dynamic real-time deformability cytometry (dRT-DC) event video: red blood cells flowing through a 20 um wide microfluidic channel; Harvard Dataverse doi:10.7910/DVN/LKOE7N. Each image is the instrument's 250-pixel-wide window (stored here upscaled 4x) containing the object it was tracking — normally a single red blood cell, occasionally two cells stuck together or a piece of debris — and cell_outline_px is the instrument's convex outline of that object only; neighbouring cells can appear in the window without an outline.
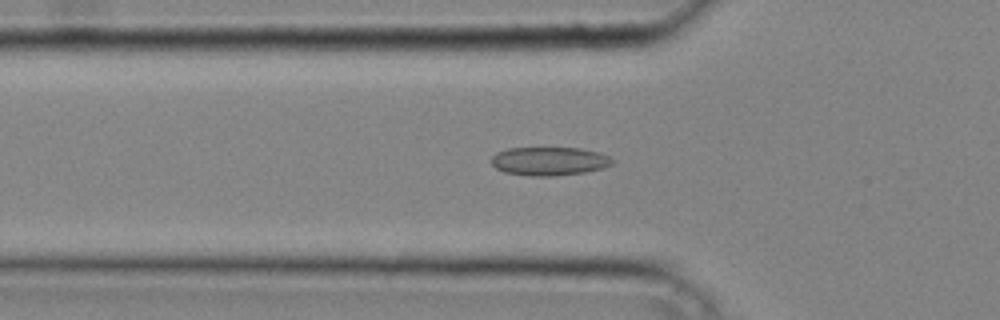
{"species": "common noctule bat (a hibernating species)", "species_latin": "Nyctalus noctula", "temperature_condition": "cold", "stored_images_in_passage": 39, "camera_frame_rate_fps": 3000, "um_per_image_px": 0.085, "animal": {"sex": "male", "body_mass_g": 20.4}, "frame": {"image": 1, "passage_image": 13, "time_ms": 4.0, "image_size_px": [1000, 320], "cell_outline_px": [[612, 164], [604, 168], [584, 172], [556, 176], [528, 176], [504, 172], [496, 168], [492, 164], [492, 156], [496, 152], [508, 148], [580, 148], [600, 152], [608, 156], [612, 160]], "centroid_in_image_um": [46.68, 13.7], "position_along_channel_um": 79.1, "area_um2": 20.17}}
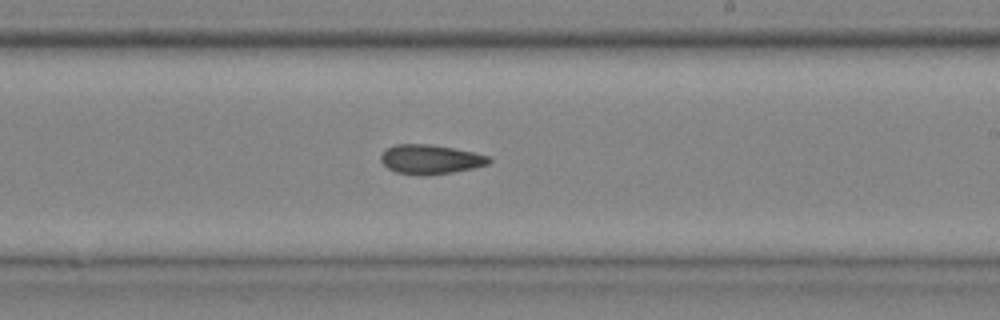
{"frame": {"image": 2, "passage_image": 24, "time_ms": 7.667, "image_size_px": [1000, 320], "cell_outline_px": [[492, 160], [488, 164], [472, 168], [452, 172], [424, 176], [420, 176], [396, 172], [388, 168], [380, 160], [380, 156], [388, 148], [396, 144], [428, 144], [452, 148], [472, 152], [488, 156]], "centroid_in_image_um": [36.56, 13.55], "position_along_channel_um": 252.4, "area_um2": 18.32}}
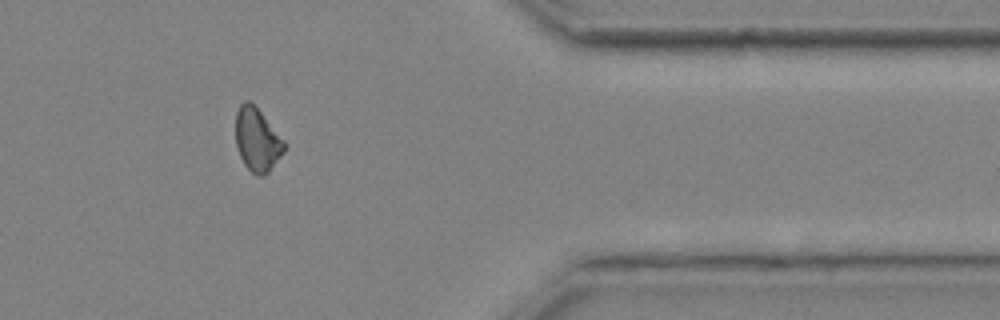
{"frame": {"image": 3, "passage_image": 34, "time_ms": 11.0, "image_size_px": [1000, 320], "cell_outline_px": [[284, 152], [268, 172], [264, 176], [256, 176], [244, 164], [240, 156], [236, 144], [236, 112], [240, 104], [244, 100], [248, 100], [260, 112], [284, 140]], "centroid_in_image_um": [21.84, 11.89], "position_along_channel_um": 389.6, "area_um2": 17.63}}